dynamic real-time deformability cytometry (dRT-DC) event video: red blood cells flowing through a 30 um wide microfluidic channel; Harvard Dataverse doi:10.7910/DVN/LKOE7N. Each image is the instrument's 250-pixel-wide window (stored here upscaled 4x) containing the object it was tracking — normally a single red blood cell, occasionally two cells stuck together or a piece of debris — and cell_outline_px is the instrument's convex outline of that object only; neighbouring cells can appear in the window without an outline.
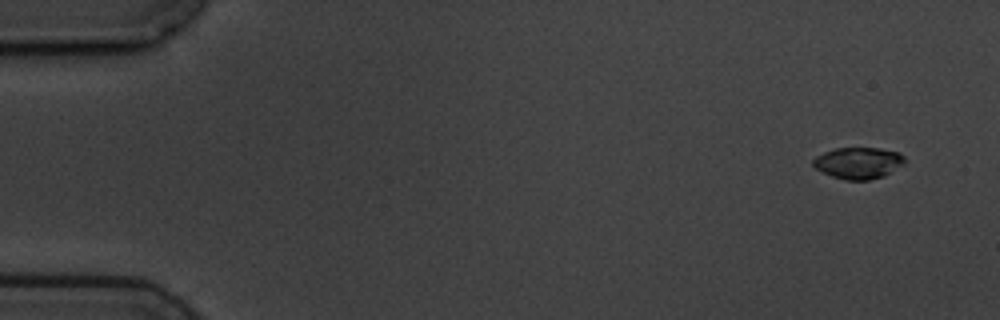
{"species": "common noctule bat (a hibernating species)", "species_latin": "Nyctalus noctula", "temperature_condition": "cold", "stored_images_in_passage": 6, "camera_frame_rate_fps": 3000, "um_per_image_px": 0.085, "animal": {"sex": "male", "body_mass_g": 19.5, "forearm_length_mm": 54.6}, "frame": {"image": 1, "passage_image": 2, "time_ms": 1.0, "image_size_px": [1000, 320], "cell_outline_px": [[904, 164], [884, 176], [868, 180], [844, 180], [832, 176], [816, 168], [812, 164], [812, 160], [816, 156], [824, 152], [836, 148], [880, 148], [900, 152], [904, 156]], "centroid_in_image_um": [72.97, 13.85], "position_along_channel_um": 12.0, "area_um2": 16.82}}
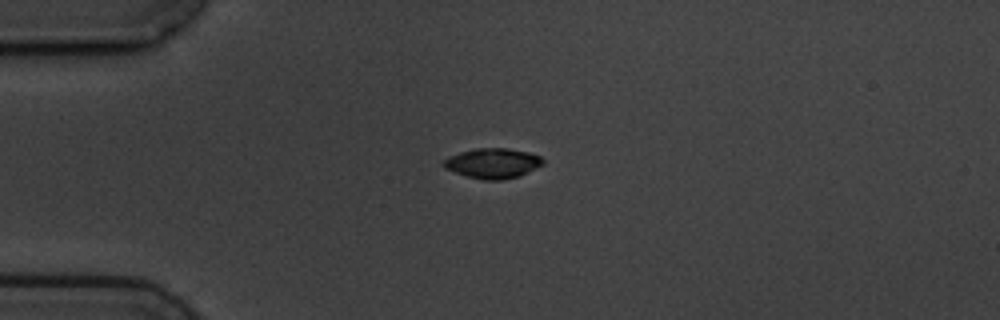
{"frame": {"image": 2, "passage_image": 5, "time_ms": 4.667, "image_size_px": [1000, 320], "cell_outline_px": [[544, 164], [520, 176], [500, 180], [484, 180], [468, 176], [444, 168], [440, 164], [448, 156], [460, 152], [476, 148], [508, 148], [528, 152], [540, 156], [544, 160]], "centroid_in_image_um": [41.88, 13.87], "position_along_channel_um": 43.1, "area_um2": 17.46}}